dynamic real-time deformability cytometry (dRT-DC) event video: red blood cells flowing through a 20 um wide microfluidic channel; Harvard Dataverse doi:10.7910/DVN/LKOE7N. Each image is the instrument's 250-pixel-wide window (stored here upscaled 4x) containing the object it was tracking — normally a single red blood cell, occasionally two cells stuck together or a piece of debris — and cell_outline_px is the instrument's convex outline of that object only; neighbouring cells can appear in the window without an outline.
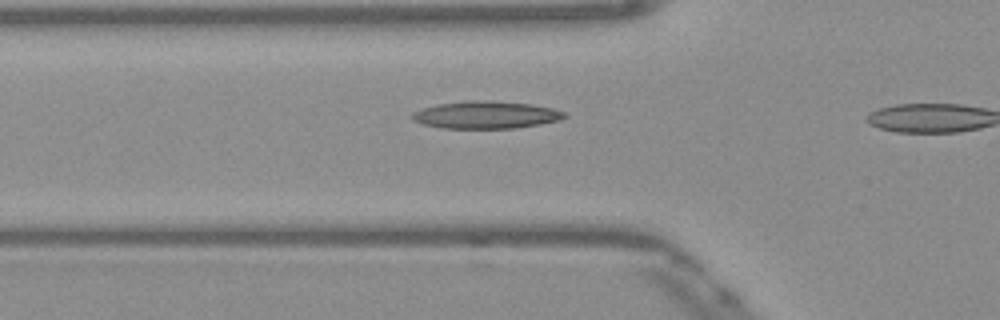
{"species": "Egyptian fruit bat (a non-hibernating species)", "species_latin": "Rousettus aegyptiacus", "temperature_condition": "warm", "stored_images_in_passage": 8, "camera_frame_rate_fps": 3000, "um_per_image_px": 0.085, "frame": {"image": 1, "passage_image": 7, "time_ms": 2.0, "image_size_px": [1000, 320], "cell_outline_px": [[568, 116], [560, 120], [540, 124], [516, 128], [444, 128], [424, 124], [412, 120], [412, 112], [424, 108], [440, 104], [476, 100], [488, 100], [532, 104], [552, 108], [568, 112]], "centroid_in_image_um": [41.38, 9.77], "position_along_channel_um": 84.4, "area_um2": 24.22}}